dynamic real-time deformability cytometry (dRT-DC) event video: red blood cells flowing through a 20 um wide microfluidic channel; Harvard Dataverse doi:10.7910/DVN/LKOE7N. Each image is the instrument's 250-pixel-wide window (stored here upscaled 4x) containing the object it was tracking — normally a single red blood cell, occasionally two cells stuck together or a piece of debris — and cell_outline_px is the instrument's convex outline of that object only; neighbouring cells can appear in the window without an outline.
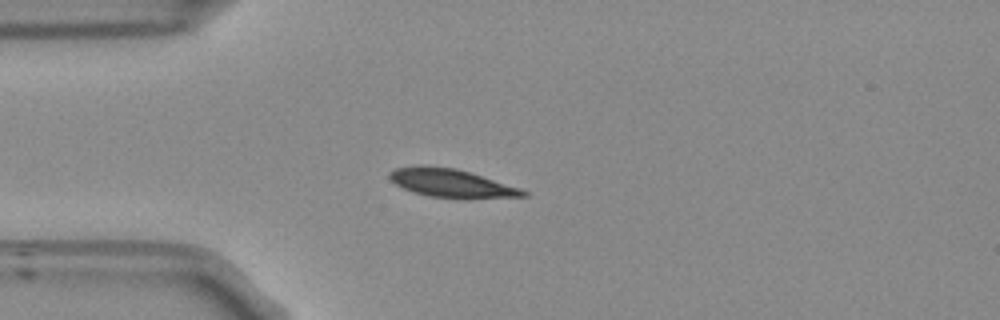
{"species": "Egyptian fruit bat (a non-hibernating species)", "species_latin": "Rousettus aegyptiacus", "temperature_condition": "room temperature", "stored_images_in_passage": 41, "camera_frame_rate_fps": 3000, "um_per_image_px": 0.085, "frame": {"image": 1, "passage_image": 1, "time_ms": 0.0, "image_size_px": [1000, 320], "cell_outline_px": [[528, 196], [428, 196], [412, 192], [396, 184], [388, 176], [388, 172], [396, 168], [416, 164], [424, 164], [456, 168], [520, 188], [528, 192]], "centroid_in_image_um": [38.22, 15.5], "position_along_channel_um": 46.8, "area_um2": 21.21}}
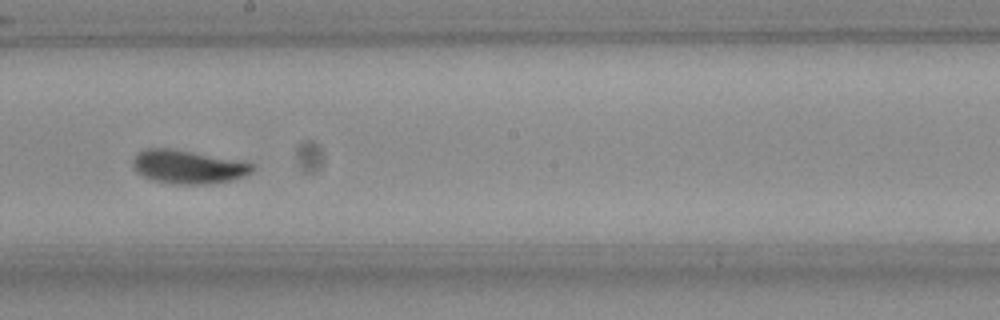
{"frame": {"image": 2, "passage_image": 17, "time_ms": 5.333, "image_size_px": [1000, 320], "cell_outline_px": [[256, 168], [252, 172], [244, 176], [232, 180], [208, 184], [172, 184], [152, 180], [136, 172], [132, 164], [132, 160], [140, 152], [148, 148], [168, 148], [192, 152], [252, 164]], "centroid_in_image_um": [15.95, 14.2], "position_along_channel_um": 232.3, "area_um2": 22.95}}
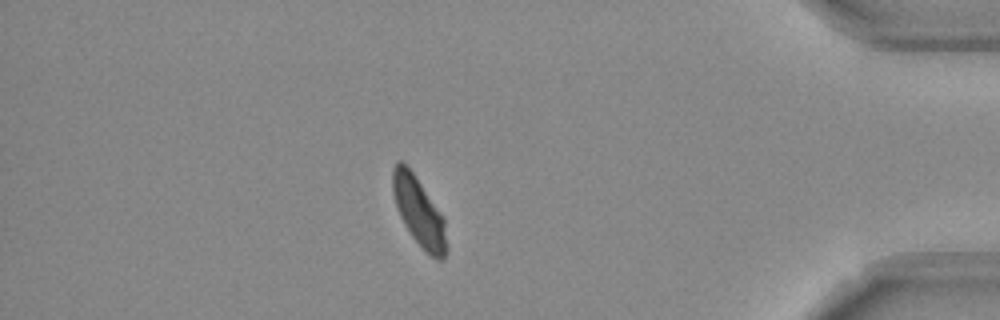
{"frame": {"image": 3, "passage_image": 34, "time_ms": 11.0, "image_size_px": [1000, 320], "cell_outline_px": [[448, 248], [444, 260], [436, 260], [412, 236], [404, 224], [400, 216], [392, 192], [392, 168], [396, 160], [400, 160], [412, 172], [444, 216]], "centroid_in_image_um": [35.63, 18.0], "position_along_channel_um": 399.6, "area_um2": 21.5}, "authors_computed_cell_mechanics": {"area_um2": 22.1952, "velocity_mm_per_s": 3.7227, "shape_relaxation_time_tau1_ms": 2.6208, "shape_relaxation_time_tau2_ms": null, "deformation_change_tau1": 0.12, "deformation_change_tau2": null}}